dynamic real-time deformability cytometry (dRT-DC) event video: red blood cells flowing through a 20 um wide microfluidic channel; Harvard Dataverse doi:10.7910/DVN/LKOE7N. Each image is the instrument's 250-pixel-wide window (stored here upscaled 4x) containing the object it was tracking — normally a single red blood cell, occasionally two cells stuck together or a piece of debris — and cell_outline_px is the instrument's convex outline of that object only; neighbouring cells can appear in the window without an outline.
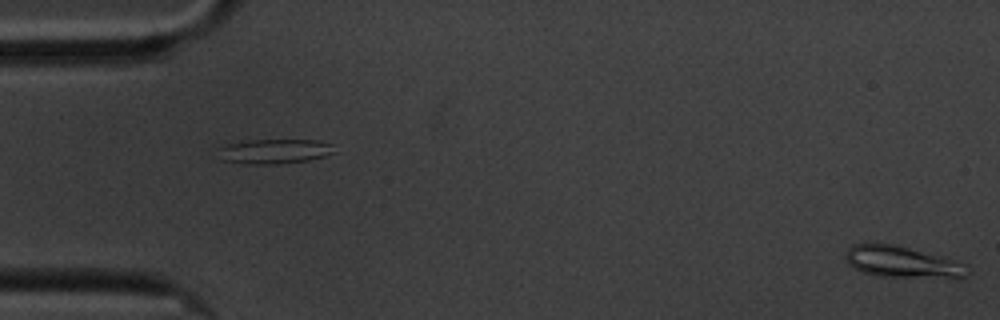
{"species": "common noctule bat (a hibernating species)", "species_latin": "Nyctalus noctula", "temperature_condition": "cold", "stored_images_in_passage": 17, "segment_of_instrument_passage": [2, 2], "camera_frame_rate_fps": 3000, "um_per_image_px": 0.085, "animal": {"sex": "male", "body_mass_g": 20.1, "forearm_length_mm": 53.5}, "frame": {"image": 1, "passage_image": 17, "time_ms": 5.333, "image_size_px": [1000, 320], "cell_outline_px": [[972, 272], [960, 280], [876, 276], [864, 272], [848, 264], [844, 256], [848, 248], [852, 244], [868, 240], [892, 244], [940, 256], [968, 264]], "centroid_in_image_um": [76.75, 22.28], "position_along_channel_um": 8.3, "area_um2": 23.52}}